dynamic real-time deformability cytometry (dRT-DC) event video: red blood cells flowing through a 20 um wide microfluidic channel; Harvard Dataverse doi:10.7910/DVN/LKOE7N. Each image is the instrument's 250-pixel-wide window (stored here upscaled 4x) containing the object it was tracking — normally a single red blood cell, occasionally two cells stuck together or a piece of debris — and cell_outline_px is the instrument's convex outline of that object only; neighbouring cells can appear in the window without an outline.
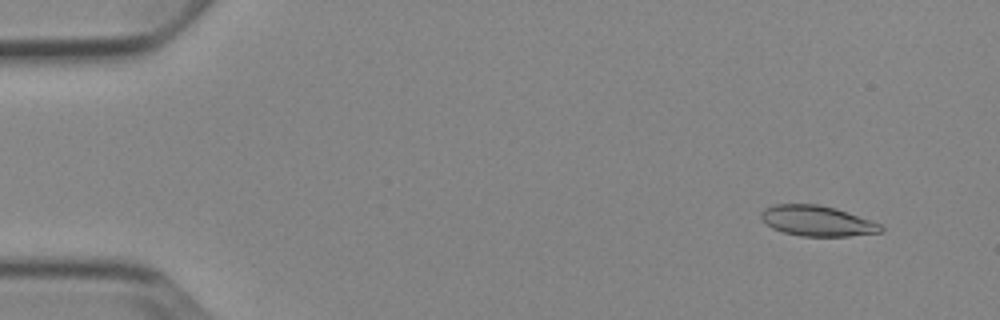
{"species": "Egyptian fruit bat (a non-hibernating species)", "species_latin": "Rousettus aegyptiacus", "temperature_condition": "cold", "stored_images_in_passage": 5, "camera_frame_rate_fps": 3000, "um_per_image_px": 0.085, "animal": {"sex": "female"}, "frame": {"image": 1, "passage_image": 1, "time_ms": 0.0, "image_size_px": [1000, 320], "cell_outline_px": [[884, 228], [880, 232], [848, 236], [800, 236], [784, 232], [772, 228], [760, 216], [760, 212], [764, 208], [776, 204], [820, 204], [836, 208], [880, 224]], "centroid_in_image_um": [69.43, 18.77], "position_along_channel_um": 15.6, "area_um2": 21.04}}
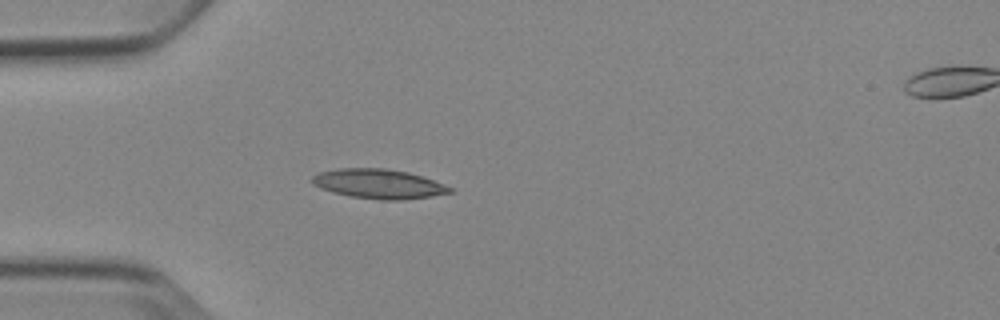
{"frame": {"image": 2, "passage_image": 4, "time_ms": 3.667, "image_size_px": [1000, 320], "cell_outline_px": [[452, 192], [432, 196], [400, 200], [380, 200], [348, 196], [332, 192], [320, 188], [312, 184], [312, 176], [320, 172], [340, 168], [384, 168], [408, 172], [444, 184], [452, 188]], "centroid_in_image_um": [32.15, 15.63], "position_along_channel_um": 52.8, "area_um2": 23.58}}